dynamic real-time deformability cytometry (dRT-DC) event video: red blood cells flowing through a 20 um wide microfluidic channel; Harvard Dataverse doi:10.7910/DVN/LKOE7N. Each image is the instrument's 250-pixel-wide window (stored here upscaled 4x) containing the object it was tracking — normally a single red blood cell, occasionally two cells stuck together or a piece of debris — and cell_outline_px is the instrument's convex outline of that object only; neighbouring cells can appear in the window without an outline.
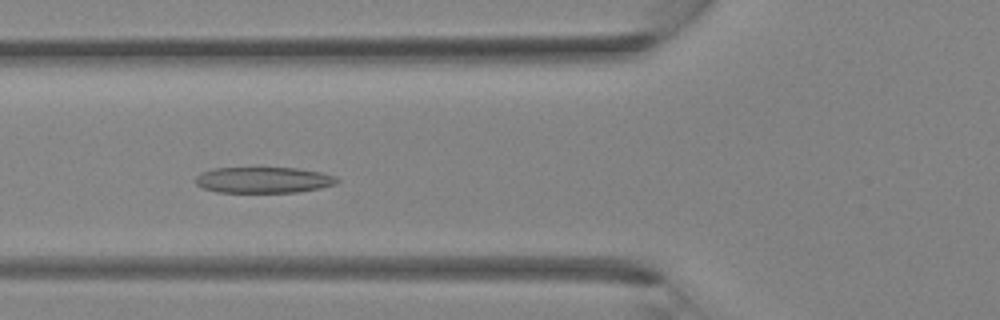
{"species": "Egyptian fruit bat (a non-hibernating species)", "species_latin": "Rousettus aegyptiacus", "temperature_condition": "room temperature", "stored_images_in_passage": 37, "camera_frame_rate_fps": 3000, "um_per_image_px": 0.085, "animal": {"sex": "female"}, "frame": {"image": 1, "passage_image": 14, "time_ms": 4.333, "image_size_px": [1000, 320], "cell_outline_px": [[340, 180], [336, 184], [320, 188], [296, 192], [216, 192], [204, 188], [196, 184], [196, 176], [200, 172], [212, 168], [296, 168], [320, 172], [336, 176]], "centroid_in_image_um": [22.39, 15.29], "position_along_channel_um": 103.4, "area_um2": 21.44}}
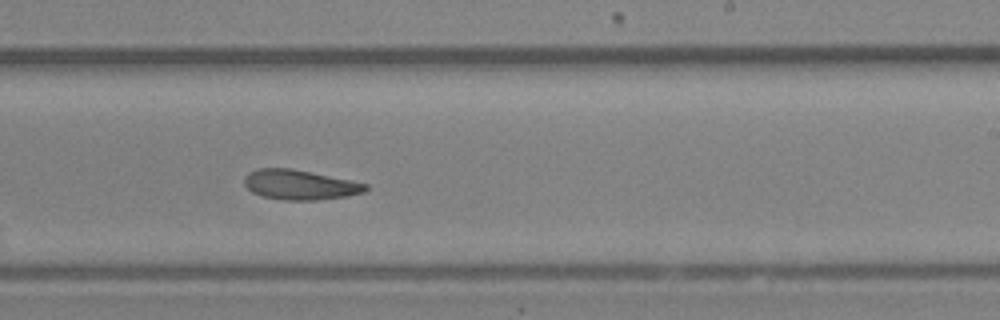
{"frame": {"image": 2, "passage_image": 23, "time_ms": 7.333, "image_size_px": [1000, 320], "cell_outline_px": [[368, 188], [364, 192], [348, 196], [316, 200], [284, 200], [264, 196], [252, 192], [244, 184], [244, 176], [248, 172], [256, 168], [292, 168], [368, 184]], "centroid_in_image_um": [25.46, 15.7], "position_along_channel_um": 263.5, "area_um2": 21.04}}
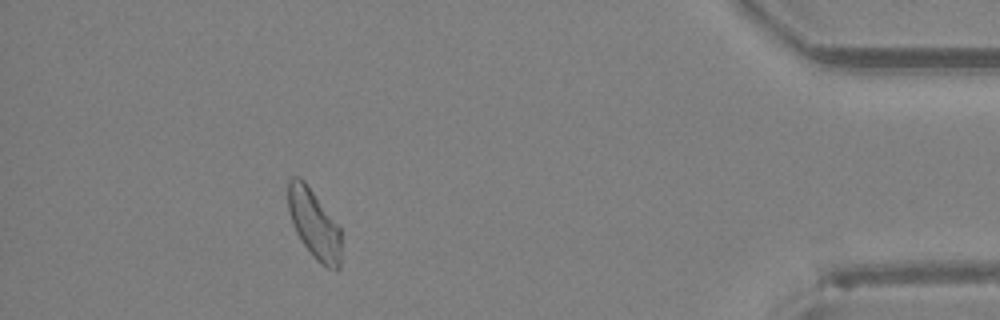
{"frame": {"image": 3, "passage_image": 34, "time_ms": 11.0, "image_size_px": [1000, 320], "cell_outline_px": [[340, 268], [336, 272], [328, 268], [316, 260], [312, 256], [296, 232], [292, 224], [288, 208], [288, 180], [292, 176], [300, 176], [304, 180], [340, 228]], "centroid_in_image_um": [26.69, 19.04], "position_along_channel_um": 408.5, "area_um2": 21.27}}